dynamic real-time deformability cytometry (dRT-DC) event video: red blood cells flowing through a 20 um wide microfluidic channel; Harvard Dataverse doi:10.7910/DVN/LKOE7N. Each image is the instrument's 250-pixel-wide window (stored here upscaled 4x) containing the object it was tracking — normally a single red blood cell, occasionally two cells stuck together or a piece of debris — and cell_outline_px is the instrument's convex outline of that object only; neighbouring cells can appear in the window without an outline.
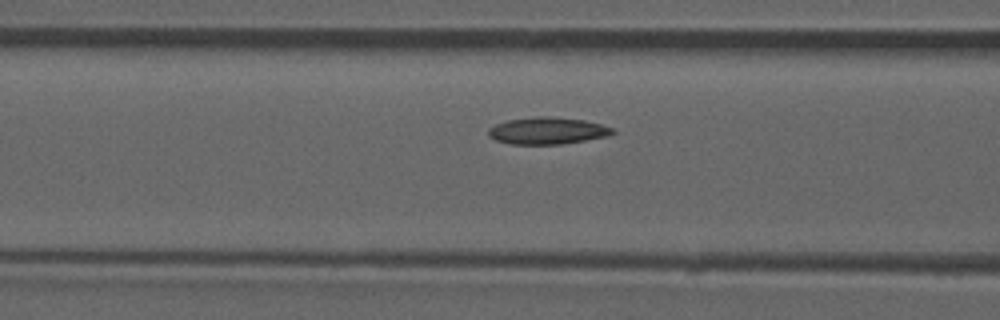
{"species": "common noctule bat (a hibernating species)", "species_latin": "Nyctalus noctula", "temperature_condition": "room temperature", "stored_images_in_passage": 33, "camera_frame_rate_fps": 3000, "um_per_image_px": 0.085, "animal": {"sex": "male", "forearm_length_mm": 52.5}, "frame": {"image": 1, "passage_image": 10, "time_ms": 3.0, "image_size_px": [1000, 320], "cell_outline_px": [[616, 132], [608, 136], [560, 144], [512, 144], [496, 140], [488, 136], [488, 128], [496, 124], [508, 120], [536, 116], [548, 116], [584, 120], [600, 124], [612, 128]], "centroid_in_image_um": [46.51, 11.11], "position_along_channel_um": 120.1, "area_um2": 19.36}}